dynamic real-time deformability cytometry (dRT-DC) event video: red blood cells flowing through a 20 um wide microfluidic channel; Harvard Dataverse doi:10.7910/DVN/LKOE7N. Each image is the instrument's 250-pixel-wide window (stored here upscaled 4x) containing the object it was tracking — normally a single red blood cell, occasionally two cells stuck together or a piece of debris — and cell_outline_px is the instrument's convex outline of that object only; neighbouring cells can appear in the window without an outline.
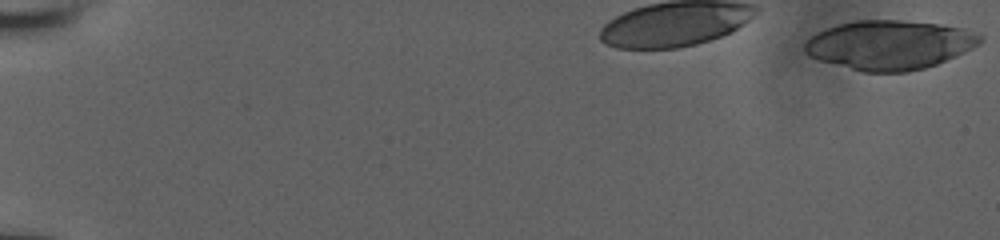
{"species": "human", "species_latin": "Homo sapiens", "temperature_condition": "room temperature", "stored_images_in_passage": 39, "camera_frame_rate_fps": 3000, "um_per_image_px": 0.085, "donor": {"sex": "male"}, "frame": {"image": 1, "passage_image": 1, "time_ms": 0.0, "image_size_px": [1000, 240], "cell_outline_px": [[984, 40], [980, 44], [956, 56], [936, 64], [924, 68], [908, 72], [860, 72], [820, 60], [804, 52], [804, 44], [816, 32], [840, 24], [856, 20], [900, 20], [936, 24], [964, 28], [984, 36]], "centroid_in_image_um": [75.63, 3.82], "position_along_channel_um": 9.4, "area_um2": 50.23}}
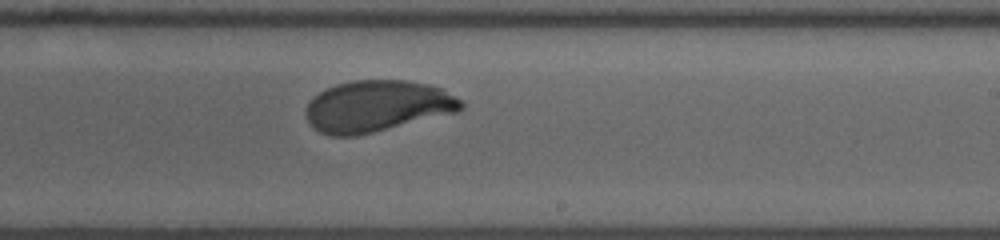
{"frame": {"image": 2, "passage_image": 27, "time_ms": 8.667, "image_size_px": [1000, 240], "cell_outline_px": [[464, 108], [456, 112], [356, 136], [332, 136], [320, 132], [312, 128], [308, 124], [304, 112], [308, 100], [320, 92], [336, 84], [352, 80], [404, 80], [428, 84], [444, 88], [456, 96], [464, 104]], "centroid_in_image_um": [32.02, 9.02], "position_along_channel_um": 257.0, "area_um2": 46.7}}
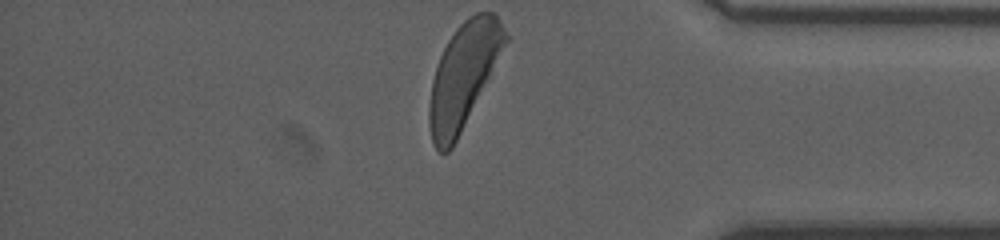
{"frame": {"image": 3, "passage_image": 39, "time_ms": 12.667, "image_size_px": [1000, 240], "cell_outline_px": [[508, 40], [452, 148], [448, 152], [440, 152], [436, 148], [432, 140], [428, 124], [428, 104], [432, 80], [440, 56], [448, 40], [456, 28], [468, 16], [476, 12], [492, 12], [500, 20], [508, 36]], "centroid_in_image_um": [39.36, 6.41], "position_along_channel_um": 395.8, "area_um2": 45.49}, "authors_computed_cell_mechanics": {"area_um2": 46.8758, "velocity_mm_per_s": 3.8947, "shape_relaxation_time_tau1_ms": 2.7002, "shape_relaxation_time_tau2_ms": null, "deformation_change_tau1": 0.1558, "deformation_change_tau2": null}}